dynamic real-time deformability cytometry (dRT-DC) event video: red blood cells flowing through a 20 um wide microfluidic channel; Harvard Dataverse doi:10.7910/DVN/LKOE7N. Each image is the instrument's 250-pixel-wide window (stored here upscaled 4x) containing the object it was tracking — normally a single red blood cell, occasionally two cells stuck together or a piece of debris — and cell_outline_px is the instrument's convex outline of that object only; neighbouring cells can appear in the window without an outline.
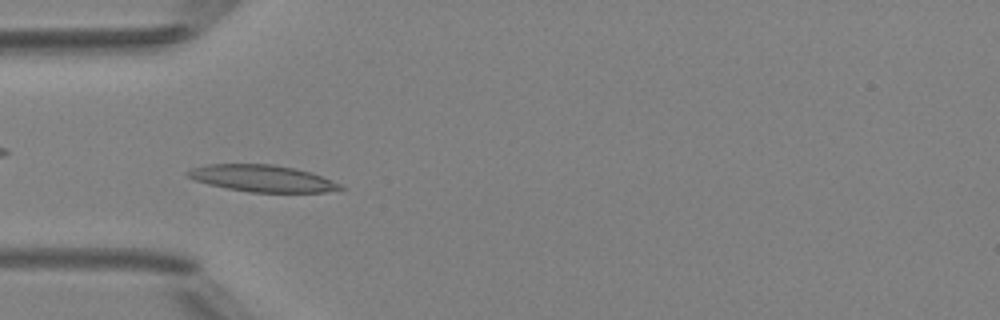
{"species": "Egyptian fruit bat (a non-hibernating species)", "species_latin": "Rousettus aegyptiacus", "temperature_condition": "room temperature", "stored_images_in_passage": 40, "camera_frame_rate_fps": 3000, "um_per_image_px": 0.085, "animal": {"sex": "female"}, "frame": {"image": 1, "passage_image": 6, "time_ms": 1.667, "image_size_px": [1000, 320], "cell_outline_px": [[348, 188], [324, 192], [248, 192], [208, 184], [196, 180], [188, 176], [184, 172], [192, 168], [208, 164], [272, 164], [312, 172], [340, 184]], "centroid_in_image_um": [22.3, 15.16], "position_along_channel_um": 62.7, "area_um2": 23.64}}
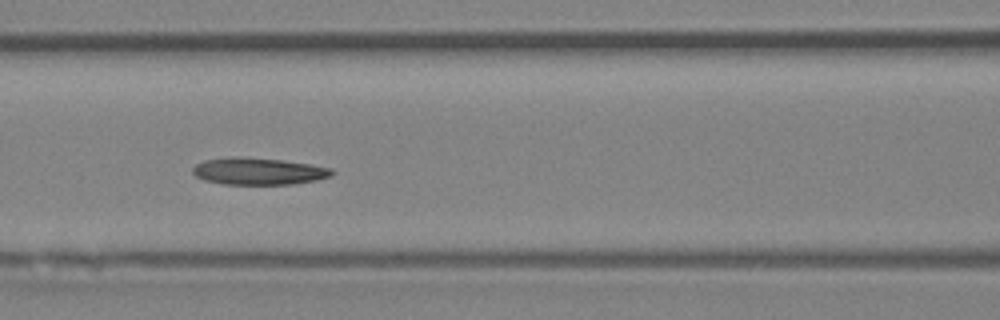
{"frame": {"image": 2, "passage_image": 12, "time_ms": 3.667, "image_size_px": [1000, 320], "cell_outline_px": [[336, 172], [332, 176], [316, 180], [292, 184], [224, 184], [204, 180], [196, 176], [192, 172], [192, 168], [196, 164], [204, 160], [284, 160], [312, 164], [332, 168]], "centroid_in_image_um": [22.08, 14.61], "position_along_channel_um": 144.5, "area_um2": 20.87}}
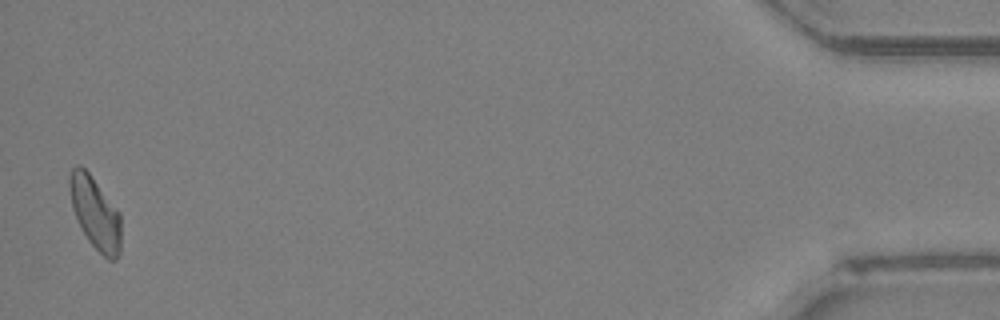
{"frame": {"image": 3, "passage_image": 39, "time_ms": 12.667, "image_size_px": [1000, 320], "cell_outline_px": [[120, 252], [116, 260], [108, 260], [88, 240], [72, 208], [68, 184], [68, 176], [72, 168], [76, 164], [80, 164], [88, 172], [120, 212]], "centroid_in_image_um": [8.08, 18.08], "position_along_channel_um": 427.1, "area_um2": 21.5}, "authors_computed_cell_mechanics": {"area_um2": 21.5883, "velocity_mm_per_s": 4.1665, "shape_relaxation_time_tau1_ms": null, "shape_relaxation_time_tau2_ms": 5.3772, "deformation_change_tau1": null, "deformation_change_tau2": 0.1573}}